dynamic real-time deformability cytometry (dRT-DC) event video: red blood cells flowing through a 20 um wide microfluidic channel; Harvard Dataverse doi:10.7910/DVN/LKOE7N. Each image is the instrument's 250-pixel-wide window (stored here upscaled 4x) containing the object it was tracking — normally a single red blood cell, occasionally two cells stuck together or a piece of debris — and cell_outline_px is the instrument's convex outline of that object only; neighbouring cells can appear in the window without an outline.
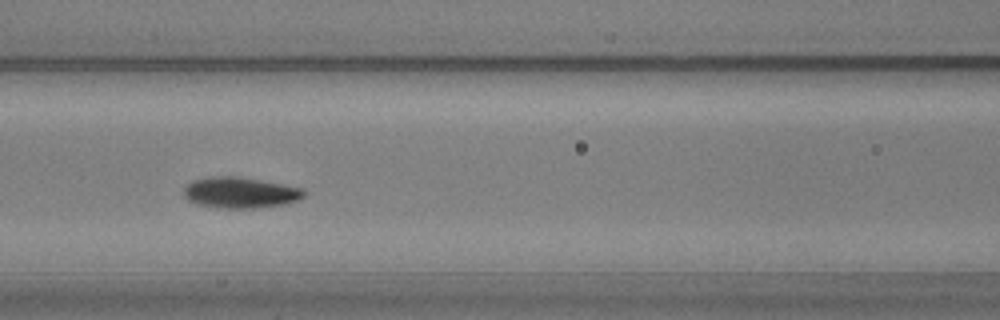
{"species": "common noctule bat (a hibernating species)", "species_latin": "Nyctalus noctula", "temperature_condition": "warm", "stored_images_in_passage": 19, "camera_frame_rate_fps": 3000, "um_per_image_px": 0.085, "animal": {"sex": "male", "body_mass_g": 20.5, "forearm_length_mm": 52.5}, "frame": {"image": 1, "passage_image": 11, "time_ms": 3.333, "image_size_px": [1000, 320], "cell_outline_px": [[304, 196], [300, 200], [284, 204], [256, 208], [224, 208], [196, 204], [188, 200], [184, 196], [184, 188], [192, 180], [208, 176], [236, 176], [260, 180], [304, 188]], "centroid_in_image_um": [20.41, 16.37], "position_along_channel_um": 146.2, "area_um2": 21.73}}
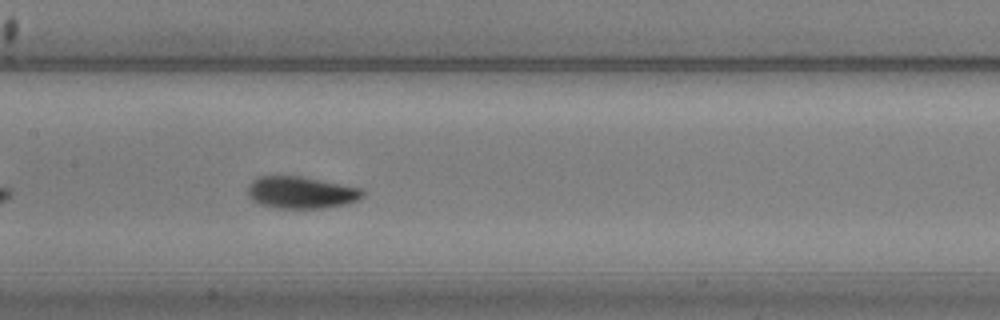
{"frame": {"image": 2, "passage_image": 14, "time_ms": 4.333, "image_size_px": [1000, 320], "cell_outline_px": [[364, 196], [356, 200], [344, 204], [324, 208], [272, 208], [260, 204], [252, 200], [248, 196], [248, 184], [252, 180], [260, 176], [300, 176], [360, 188], [364, 192]], "centroid_in_image_um": [25.54, 16.37], "position_along_channel_um": 181.9, "area_um2": 21.33}}